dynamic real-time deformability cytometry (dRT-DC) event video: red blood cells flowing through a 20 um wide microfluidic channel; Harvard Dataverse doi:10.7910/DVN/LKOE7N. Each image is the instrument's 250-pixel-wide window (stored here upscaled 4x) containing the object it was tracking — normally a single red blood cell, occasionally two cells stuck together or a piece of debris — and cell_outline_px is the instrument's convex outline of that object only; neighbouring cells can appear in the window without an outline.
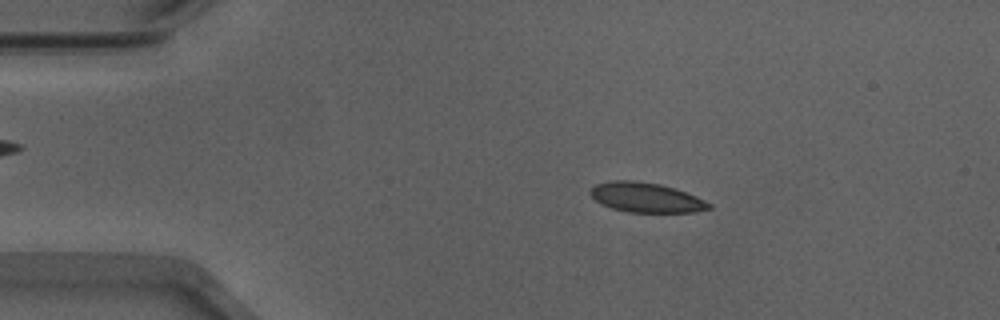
{"species": "Egyptian fruit bat (a non-hibernating species)", "species_latin": "Rousettus aegyptiacus", "temperature_condition": "warm", "stored_images_in_passage": 47, "camera_frame_rate_fps": 3000, "um_per_image_px": 0.085, "animal": {"sex": "male"}, "frame": {"image": 1, "passage_image": 4, "time_ms": 1.0, "image_size_px": [1000, 320], "cell_outline_px": [[712, 208], [696, 212], [628, 212], [612, 208], [596, 200], [588, 192], [596, 184], [612, 180], [636, 180], [660, 184], [696, 196], [712, 204]], "centroid_in_image_um": [54.92, 16.78], "position_along_channel_um": 30.1, "area_um2": 20.4}}
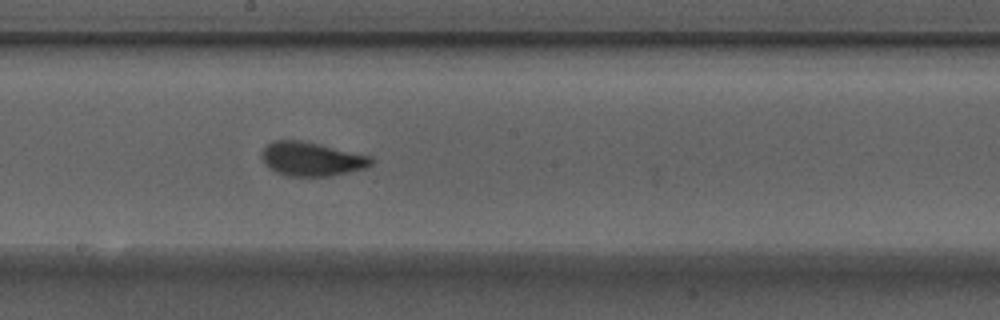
{"frame": {"image": 2, "passage_image": 23, "time_ms": 7.333, "image_size_px": [1000, 320], "cell_outline_px": [[376, 160], [372, 164], [364, 168], [332, 176], [284, 176], [268, 168], [264, 164], [260, 156], [260, 152], [272, 140], [300, 140], [372, 156]], "centroid_in_image_um": [26.45, 13.52], "position_along_channel_um": 221.7, "area_um2": 21.85}}
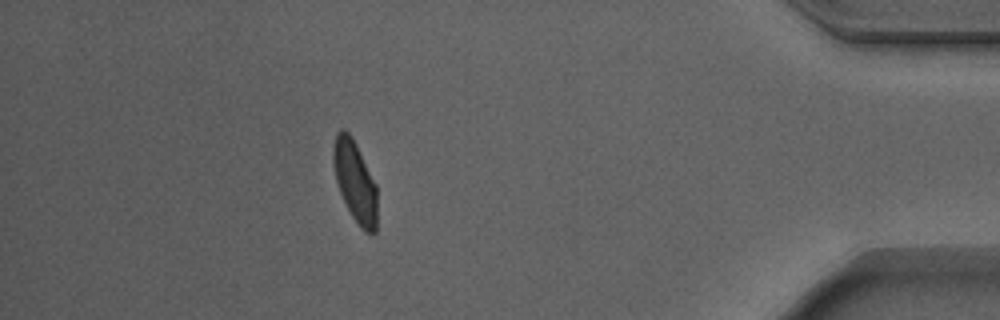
{"frame": {"image": 3, "passage_image": 41, "time_ms": 13.333, "image_size_px": [1000, 320], "cell_outline_px": [[376, 232], [372, 236], [364, 232], [360, 228], [352, 216], [340, 192], [336, 180], [332, 164], [332, 152], [336, 132], [340, 128], [344, 128], [352, 136], [376, 184]], "centroid_in_image_um": [30.16, 15.42], "position_along_channel_um": 405.0, "area_um2": 20.87}, "authors_computed_cell_mechanics": {"area_um2": 21.097, "velocity_mm_per_s": 3.8864, "shape_relaxation_time_tau1_ms": 3.7278, "shape_relaxation_time_tau2_ms": null, "deformation_change_tau1": 0.1464, "deformation_change_tau2": null}}